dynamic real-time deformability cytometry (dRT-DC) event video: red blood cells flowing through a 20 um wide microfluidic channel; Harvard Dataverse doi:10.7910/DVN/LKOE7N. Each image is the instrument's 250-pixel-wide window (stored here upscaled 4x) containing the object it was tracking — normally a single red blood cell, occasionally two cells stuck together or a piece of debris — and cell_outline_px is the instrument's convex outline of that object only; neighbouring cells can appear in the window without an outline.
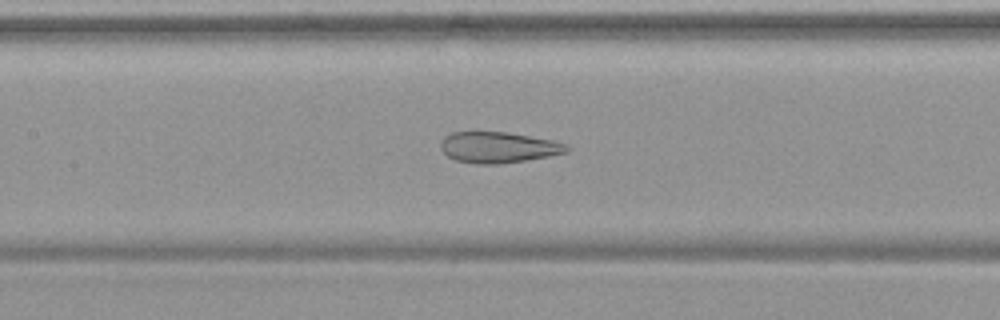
{"species": "common noctule bat (a hibernating species)", "species_latin": "Nyctalus noctula", "temperature_condition": "warm", "stored_images_in_passage": 51, "camera_frame_rate_fps": 3000, "um_per_image_px": 0.085, "animal": {"sex": "female", "body_mass_g": 19.9}, "frame": {"image": 1, "passage_image": 25, "time_ms": 8.0, "image_size_px": [1000, 320], "cell_outline_px": [[568, 152], [528, 160], [500, 164], [476, 164], [456, 160], [448, 156], [440, 148], [440, 140], [444, 136], [452, 132], [508, 132], [552, 140], [568, 144]], "centroid_in_image_um": [42.34, 12.52], "position_along_channel_um": 165.1, "area_um2": 22.83}}
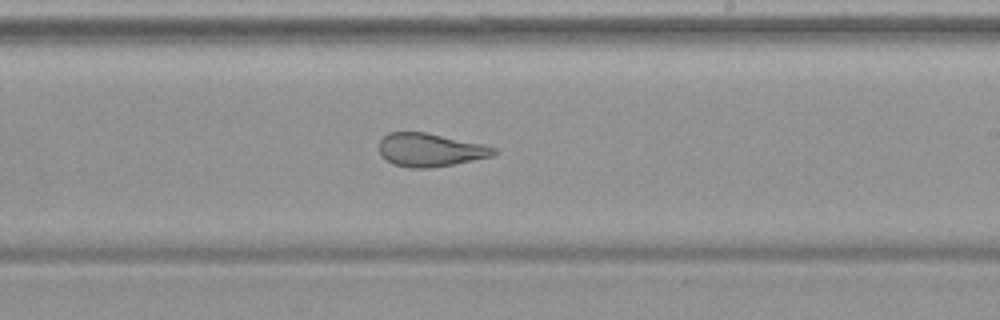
{"frame": {"image": 2, "passage_image": 32, "time_ms": 10.333, "image_size_px": [1000, 320], "cell_outline_px": [[496, 152], [492, 156], [452, 164], [428, 168], [408, 168], [392, 164], [380, 152], [380, 140], [388, 132], [424, 132], [484, 144], [496, 148]], "centroid_in_image_um": [36.56, 12.74], "position_along_channel_um": 252.4, "area_um2": 21.96}}
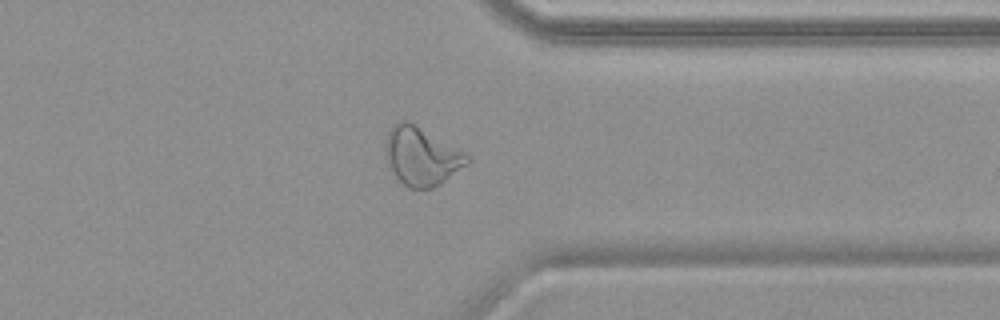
{"frame": {"image": 3, "passage_image": 42, "time_ms": 13.667, "image_size_px": [1000, 320], "cell_outline_px": [[468, 164], [440, 184], [432, 188], [408, 188], [392, 172], [388, 164], [384, 148], [384, 144], [388, 132], [392, 124], [400, 120], [408, 120], [468, 152]], "centroid_in_image_um": [35.83, 13.25], "position_along_channel_um": 375.6, "area_um2": 28.09}}